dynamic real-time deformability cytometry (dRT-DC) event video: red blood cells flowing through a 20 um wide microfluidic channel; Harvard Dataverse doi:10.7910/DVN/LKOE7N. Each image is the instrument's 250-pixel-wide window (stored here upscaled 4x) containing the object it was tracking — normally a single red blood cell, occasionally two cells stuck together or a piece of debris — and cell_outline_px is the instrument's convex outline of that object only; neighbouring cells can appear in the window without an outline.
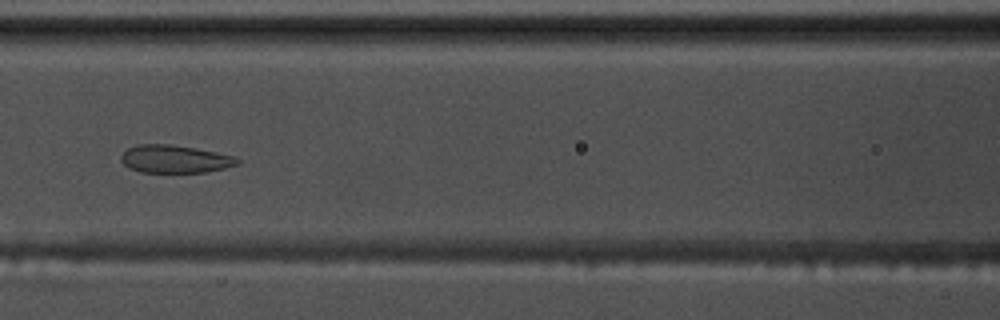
{"species": "common noctule bat (a hibernating species)", "species_latin": "Nyctalus noctula", "temperature_condition": "warm", "stored_images_in_passage": 45, "camera_frame_rate_fps": 3000, "um_per_image_px": 0.085, "animal": {"sex": "male", "body_mass_g": 17.5, "forearm_length_mm": 52.3}, "frame": {"image": 1, "passage_image": 13, "time_ms": 4.0, "image_size_px": [1000, 320], "cell_outline_px": [[240, 164], [224, 168], [204, 172], [140, 172], [128, 168], [120, 160], [120, 156], [128, 148], [136, 144], [168, 144], [192, 148], [236, 156], [240, 160]], "centroid_in_image_um": [14.84, 13.52], "position_along_channel_um": 151.8, "area_um2": 18.79}}
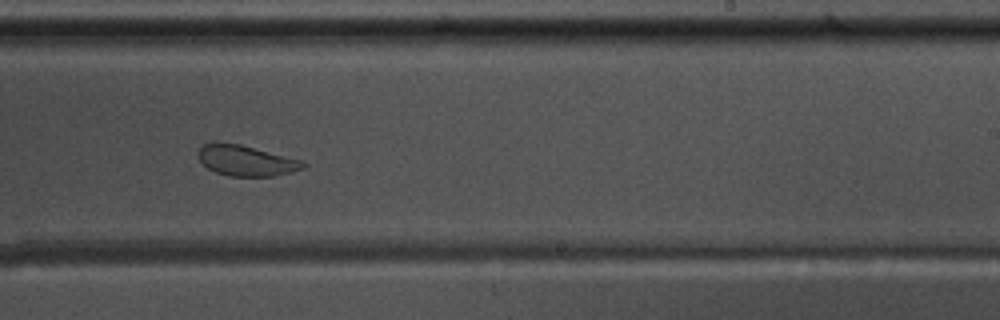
{"frame": {"image": 2, "passage_image": 23, "time_ms": 7.333, "image_size_px": [1000, 320], "cell_outline_px": [[308, 164], [304, 168], [292, 172], [272, 176], [228, 176], [216, 172], [208, 168], [196, 156], [196, 152], [204, 144], [240, 144], [304, 160]], "centroid_in_image_um": [20.97, 13.67], "position_along_channel_um": 268.0, "area_um2": 18.61}}
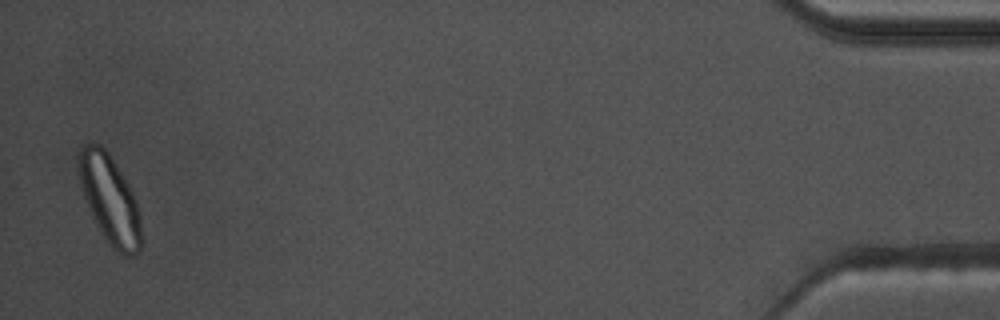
{"frame": {"image": 3, "passage_image": 44, "time_ms": 14.333, "image_size_px": [1000, 320], "cell_outline_px": [[144, 240], [140, 252], [132, 256], [128, 256], [116, 252], [112, 248], [96, 224], [84, 200], [80, 188], [76, 156], [84, 144], [100, 144], [108, 152], [128, 184], [136, 200], [140, 216]], "centroid_in_image_um": [9.34, 16.99], "position_along_channel_um": 425.9, "area_um2": 32.83}, "authors_computed_cell_mechanics": {"area_um2": 21.2704, "velocity_mm_per_s": 3.501, "shape_relaxation_time_tau1_ms": 8.9896, "shape_relaxation_time_tau2_ms": null, "deformation_change_tau1": 0.1928, "deformation_change_tau2": null}}